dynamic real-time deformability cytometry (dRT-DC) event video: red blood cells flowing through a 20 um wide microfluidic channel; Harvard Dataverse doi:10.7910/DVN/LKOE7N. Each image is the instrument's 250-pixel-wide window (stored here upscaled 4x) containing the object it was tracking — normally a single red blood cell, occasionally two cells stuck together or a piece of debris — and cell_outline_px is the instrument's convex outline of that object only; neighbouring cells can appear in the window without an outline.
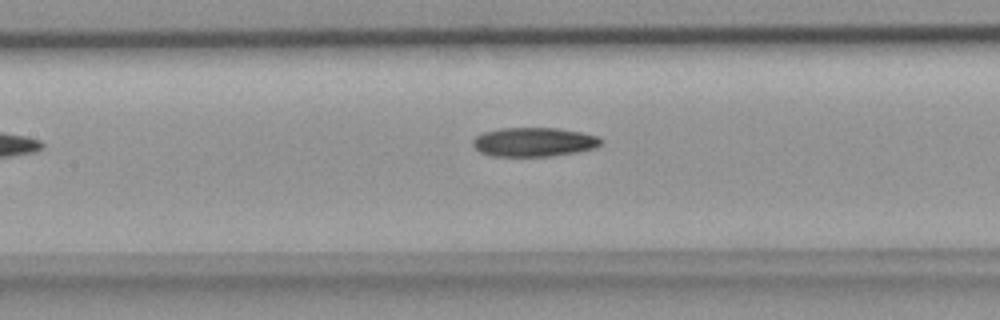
{"species": "common noctule bat (a hibernating species)", "species_latin": "Nyctalus noctula", "temperature_condition": "room temperature", "stored_images_in_passage": 5, "camera_frame_rate_fps": 3000, "um_per_image_px": 0.085, "animal": {"sex": "female", "body_mass_g": 18.4}, "frame": {"image": 1, "passage_image": 5, "time_ms": 1.333, "image_size_px": [1000, 320], "cell_outline_px": [[604, 144], [596, 148], [576, 152], [548, 156], [492, 156], [480, 152], [472, 144], [472, 140], [476, 136], [484, 132], [500, 128], [556, 128], [580, 132], [600, 136], [604, 140]], "centroid_in_image_um": [45.43, 12.07], "position_along_channel_um": 162.0, "area_um2": 21.85}}